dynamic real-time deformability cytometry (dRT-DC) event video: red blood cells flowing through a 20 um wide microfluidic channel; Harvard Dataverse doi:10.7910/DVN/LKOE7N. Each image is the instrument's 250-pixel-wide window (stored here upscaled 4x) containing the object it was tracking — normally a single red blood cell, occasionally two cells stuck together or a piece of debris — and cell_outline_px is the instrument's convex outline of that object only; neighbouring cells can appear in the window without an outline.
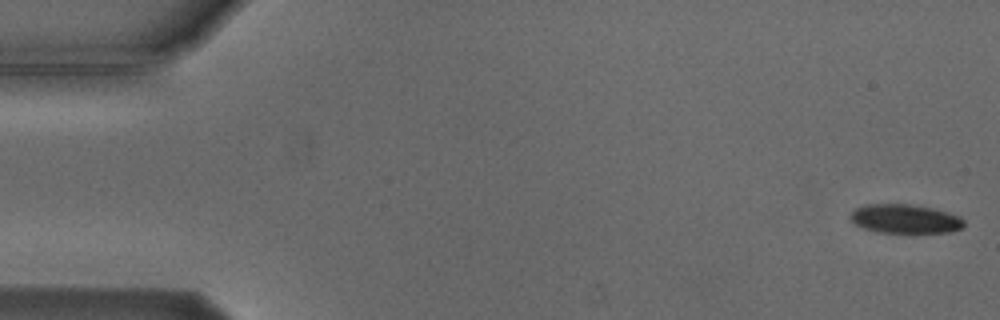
{"species": "Egyptian fruit bat (a non-hibernating species)", "species_latin": "Rousettus aegyptiacus", "temperature_condition": "cold", "stored_images_in_passage": 5, "camera_frame_rate_fps": 3000, "um_per_image_px": 0.085, "animal": {"sex": "male"}, "frame": {"image": 1, "passage_image": 1, "time_ms": 0.0, "image_size_px": [1000, 320], "cell_outline_px": [[964, 228], [952, 232], [908, 236], [876, 232], [864, 228], [856, 224], [848, 216], [856, 208], [864, 204], [908, 204], [932, 208], [948, 212], [960, 216], [964, 220]], "centroid_in_image_um": [76.98, 18.66], "position_along_channel_um": 8.0, "area_um2": 20.29}}
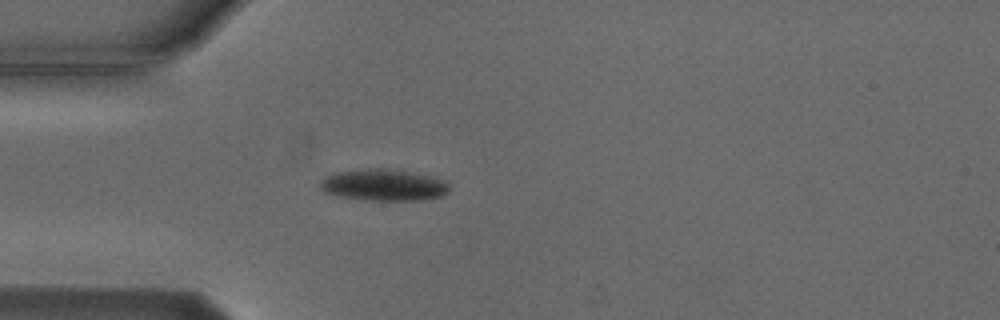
{"frame": {"image": 2, "passage_image": 5, "time_ms": 4.667, "image_size_px": [1000, 320], "cell_outline_px": [[448, 192], [440, 196], [420, 200], [364, 200], [340, 196], [324, 192], [320, 188], [320, 180], [324, 176], [332, 172], [368, 168], [400, 168], [444, 180], [448, 184]], "centroid_in_image_um": [32.56, 15.7], "position_along_channel_um": 52.4, "area_um2": 24.16}}